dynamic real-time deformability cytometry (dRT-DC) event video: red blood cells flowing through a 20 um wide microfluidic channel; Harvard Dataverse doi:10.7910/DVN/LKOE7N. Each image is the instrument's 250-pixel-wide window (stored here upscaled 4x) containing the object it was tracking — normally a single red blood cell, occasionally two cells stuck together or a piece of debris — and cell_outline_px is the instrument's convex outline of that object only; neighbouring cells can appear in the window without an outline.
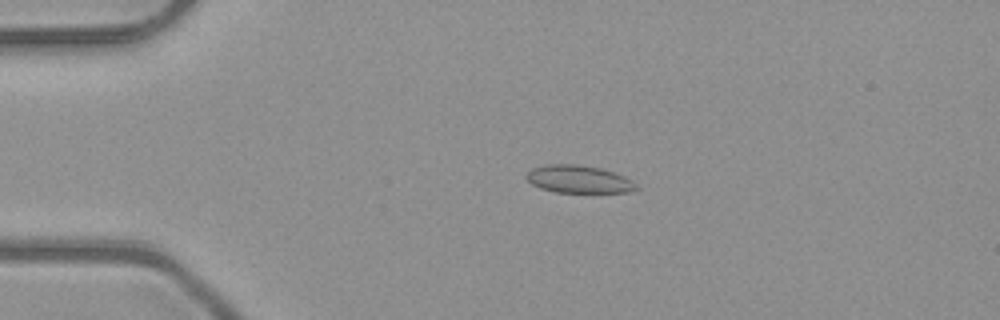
{"species": "common noctule bat (a hibernating species)", "species_latin": "Nyctalus noctula", "temperature_condition": "room temperature", "stored_images_in_passage": 45, "camera_frame_rate_fps": 3000, "um_per_image_px": 0.085, "animal": {"sex": "male", "body_mass_g": 23.1, "forearm_length_mm": 52.7}, "frame": {"image": 1, "passage_image": 5, "time_ms": 1.333, "image_size_px": [1000, 320], "cell_outline_px": [[640, 188], [628, 192], [556, 192], [540, 188], [532, 184], [524, 176], [532, 168], [544, 164], [576, 164], [600, 168], [624, 176], [632, 180]], "centroid_in_image_um": [49.17, 15.23], "position_along_channel_um": 35.8, "area_um2": 17.69}}
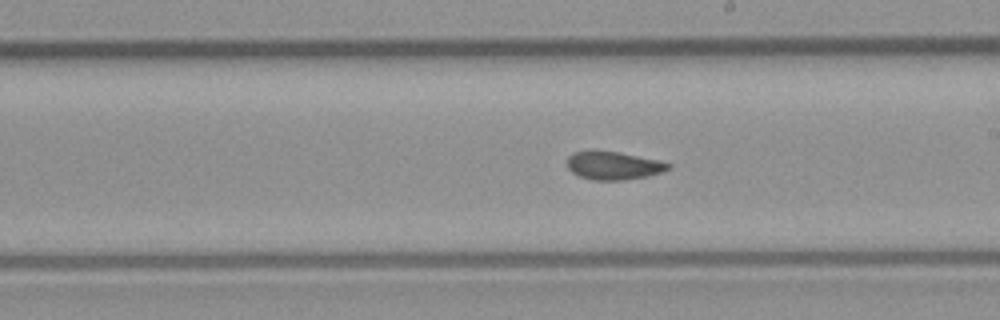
{"frame": {"image": 2, "passage_image": 23, "time_ms": 7.333, "image_size_px": [1000, 320], "cell_outline_px": [[672, 164], [668, 168], [660, 172], [648, 176], [624, 180], [592, 180], [580, 176], [572, 172], [568, 168], [568, 156], [576, 152], [616, 152], [656, 160]], "centroid_in_image_um": [52.13, 14.1], "position_along_channel_um": 236.9, "area_um2": 15.95}}
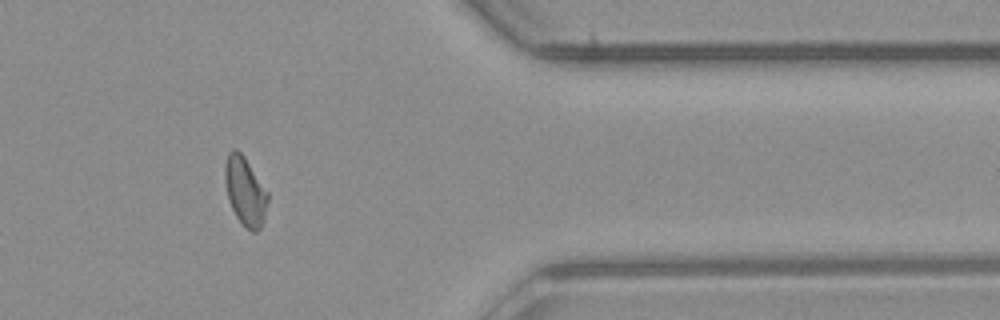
{"frame": {"image": 3, "passage_image": 36, "time_ms": 11.667, "image_size_px": [1000, 320], "cell_outline_px": [[268, 200], [264, 220], [260, 228], [256, 232], [252, 232], [236, 216], [228, 200], [224, 180], [224, 164], [228, 152], [232, 148], [236, 148], [244, 156], [268, 192]], "centroid_in_image_um": [20.82, 16.22], "position_along_channel_um": 390.6, "area_um2": 17.17}, "authors_computed_cell_mechanics": {"area_um2": 16.9932, "velocity_mm_per_s": 4.0327, "shape_relaxation_time_tau1_ms": null, "shape_relaxation_time_tau2_ms": 1.3073, "deformation_change_tau1": null, "deformation_change_tau2": 0.0766}}